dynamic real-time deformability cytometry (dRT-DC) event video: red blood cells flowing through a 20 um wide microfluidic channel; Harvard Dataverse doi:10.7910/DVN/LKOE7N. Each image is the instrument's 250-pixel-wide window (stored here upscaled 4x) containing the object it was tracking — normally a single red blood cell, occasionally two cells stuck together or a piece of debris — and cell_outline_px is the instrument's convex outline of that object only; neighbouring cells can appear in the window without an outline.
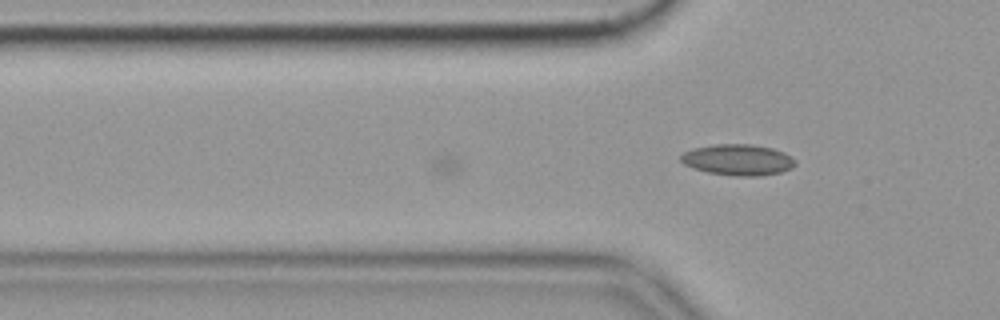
{"species": "common noctule bat (a hibernating species)", "species_latin": "Nyctalus noctula", "temperature_condition": "cold", "stored_images_in_passage": 16, "camera_frame_rate_fps": 3000, "um_per_image_px": 0.085, "animal": {"sex": "female", "body_mass_g": 19.9}, "frame": {"image": 1, "passage_image": 16, "time_ms": 5.0, "image_size_px": [1000, 320], "cell_outline_px": [[796, 164], [792, 168], [780, 172], [760, 176], [732, 176], [708, 172], [692, 168], [684, 164], [680, 160], [680, 156], [684, 152], [692, 148], [716, 144], [752, 144], [772, 148], [784, 152], [796, 160]], "centroid_in_image_um": [62.72, 13.58], "position_along_channel_um": 63.1, "area_um2": 20.87}}